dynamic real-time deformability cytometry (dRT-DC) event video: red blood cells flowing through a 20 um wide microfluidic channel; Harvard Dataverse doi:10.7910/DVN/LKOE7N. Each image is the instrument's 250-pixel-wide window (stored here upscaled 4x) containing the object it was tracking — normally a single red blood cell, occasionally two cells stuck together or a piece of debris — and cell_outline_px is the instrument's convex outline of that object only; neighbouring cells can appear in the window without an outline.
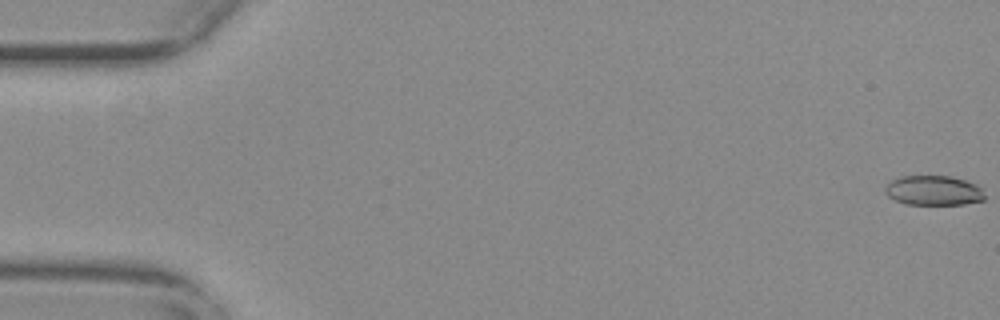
{"species": "common noctule bat (a hibernating species)", "species_latin": "Nyctalus noctula", "temperature_condition": "warm", "stored_images_in_passage": 56, "camera_frame_rate_fps": 3000, "um_per_image_px": 0.085, "animal": {"sex": "female", "body_mass_g": 29.2, "forearm_length_mm": 56.3}, "frame": {"image": 1, "passage_image": 1, "time_ms": 0.0, "image_size_px": [1000, 320], "cell_outline_px": [[984, 200], [964, 204], [904, 204], [888, 196], [884, 192], [884, 188], [892, 180], [900, 176], [952, 176], [976, 184], [984, 188]], "centroid_in_image_um": [79.37, 16.19], "position_along_channel_um": 5.6, "area_um2": 17.34}}
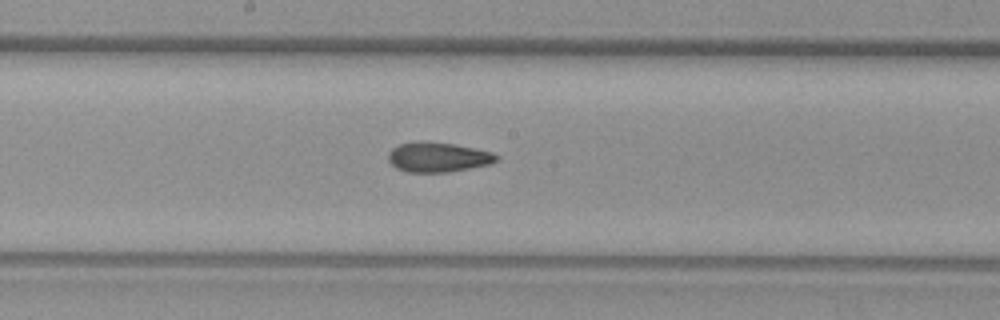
{"frame": {"image": 2, "passage_image": 30, "time_ms": 9.667, "image_size_px": [1000, 320], "cell_outline_px": [[496, 160], [488, 164], [448, 172], [408, 172], [396, 168], [388, 160], [388, 152], [392, 148], [400, 144], [456, 144], [492, 152], [496, 156]], "centroid_in_image_um": [37.21, 13.4], "position_along_channel_um": 211.0, "area_um2": 17.86}}
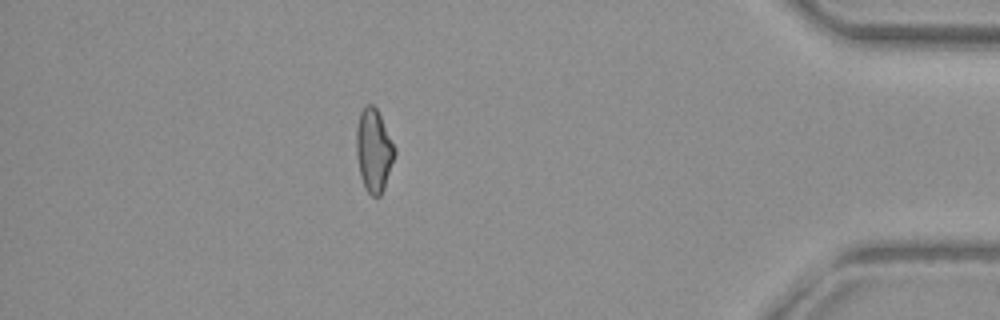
{"frame": {"image": 3, "passage_image": 49, "time_ms": 16.0, "image_size_px": [1000, 320], "cell_outline_px": [[396, 156], [384, 188], [380, 196], [372, 196], [364, 188], [360, 176], [356, 152], [356, 128], [360, 112], [364, 104], [372, 104], [376, 108], [396, 148]], "centroid_in_image_um": [31.77, 12.79], "position_along_channel_um": 403.4, "area_um2": 18.73}, "authors_computed_cell_mechanics": {"area_um2": 18.8139, "velocity_mm_per_s": 3.7968, "shape_relaxation_time_tau1_ms": null, "shape_relaxation_time_tau2_ms": 1.8719, "deformation_change_tau1": null, "deformation_change_tau2": 0.082}}